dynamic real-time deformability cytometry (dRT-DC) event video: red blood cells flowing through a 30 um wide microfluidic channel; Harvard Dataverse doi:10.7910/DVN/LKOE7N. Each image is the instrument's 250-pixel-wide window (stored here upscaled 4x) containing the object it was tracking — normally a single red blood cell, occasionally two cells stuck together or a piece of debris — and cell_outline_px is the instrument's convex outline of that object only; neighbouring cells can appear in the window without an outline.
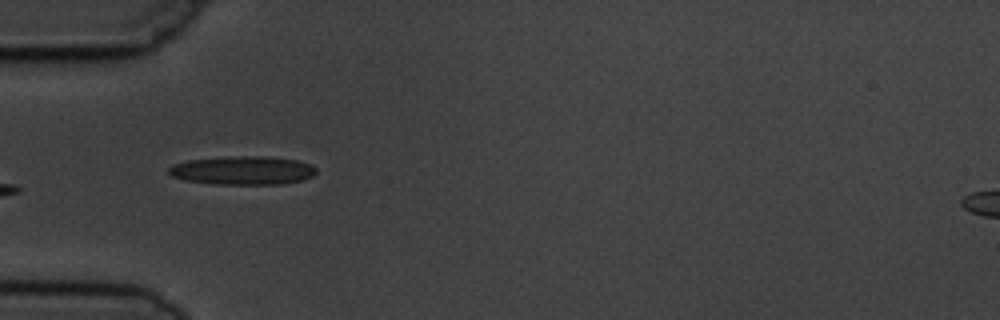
{"species": "common noctule bat (a hibernating species)", "species_latin": "Nyctalus noctula", "temperature_condition": "cold", "stored_images_in_passage": 7, "camera_frame_rate_fps": 3000, "um_per_image_px": 0.085, "animal": {"sex": "male", "body_mass_g": 19.5, "forearm_length_mm": 54.6}, "frame": {"image": 1, "passage_image": 5, "time_ms": 4.667, "image_size_px": [1000, 320], "cell_outline_px": [[316, 172], [312, 176], [304, 180], [284, 184], [216, 184], [184, 180], [172, 176], [168, 172], [168, 168], [172, 164], [188, 160], [232, 156], [264, 156], [296, 160], [308, 164], [316, 168]], "centroid_in_image_um": [20.62, 14.49], "position_along_channel_um": 64.4, "area_um2": 24.57}}
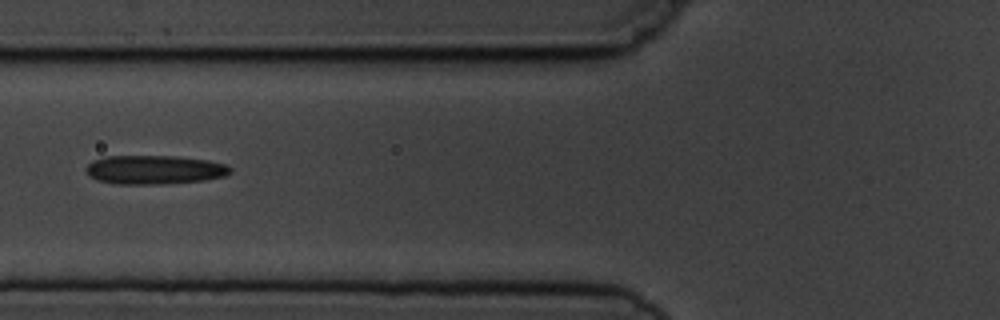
{"frame": {"image": 2, "passage_image": 6, "time_ms": 6.0, "image_size_px": [1000, 320], "cell_outline_px": [[232, 172], [224, 176], [204, 180], [164, 184], [116, 184], [96, 180], [88, 176], [84, 168], [92, 160], [104, 156], [176, 156], [208, 160], [228, 164], [232, 168]], "centroid_in_image_um": [13.11, 14.42], "position_along_channel_um": 112.7, "area_um2": 24.68}}
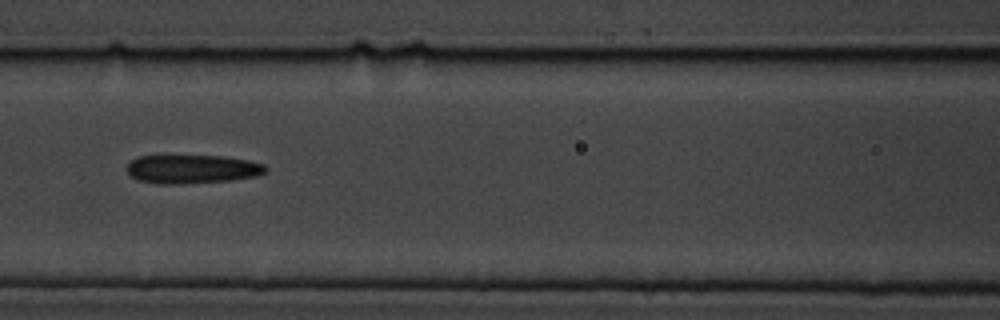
{"frame": {"image": 3, "passage_image": 7, "time_ms": 7.0, "image_size_px": [1000, 320], "cell_outline_px": [[268, 168], [264, 172], [256, 176], [232, 180], [176, 184], [156, 184], [140, 180], [132, 176], [128, 172], [128, 164], [132, 160], [140, 156], [224, 156], [248, 160], [264, 164]], "centroid_in_image_um": [16.36, 14.37], "position_along_channel_um": 150.2, "area_um2": 23.0}}